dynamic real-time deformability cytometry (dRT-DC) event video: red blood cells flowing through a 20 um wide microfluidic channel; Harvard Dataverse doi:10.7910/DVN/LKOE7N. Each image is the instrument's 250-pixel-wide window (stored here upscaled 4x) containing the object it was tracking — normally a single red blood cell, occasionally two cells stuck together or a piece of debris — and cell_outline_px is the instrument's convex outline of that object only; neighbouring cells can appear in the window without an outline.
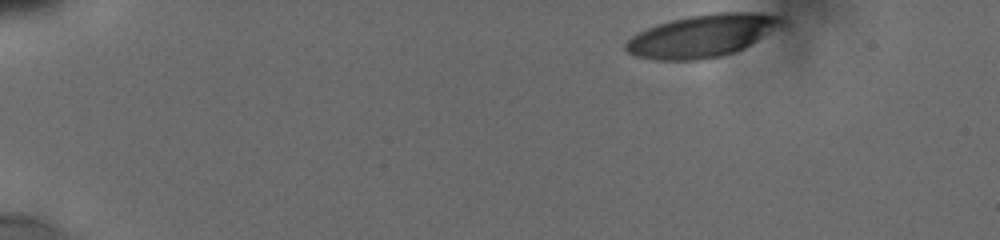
{"species": "human", "species_latin": "Homo sapiens", "temperature_condition": "cold", "stored_images_in_passage": 41, "camera_frame_rate_fps": 3000, "um_per_image_px": 0.085, "donor": {"sex": "male"}, "frame": {"image": 1, "passage_image": 1, "time_ms": 0.0, "image_size_px": [1000, 240], "cell_outline_px": [[792, 24], [788, 28], [736, 52], [720, 56], [700, 60], [652, 60], [636, 56], [628, 52], [624, 48], [624, 44], [632, 36], [648, 28], [672, 20], [692, 16], [716, 12], [756, 12], [780, 16], [788, 20]], "centroid_in_image_um": [59.9, 3.04], "position_along_channel_um": 25.1, "area_um2": 39.71}}
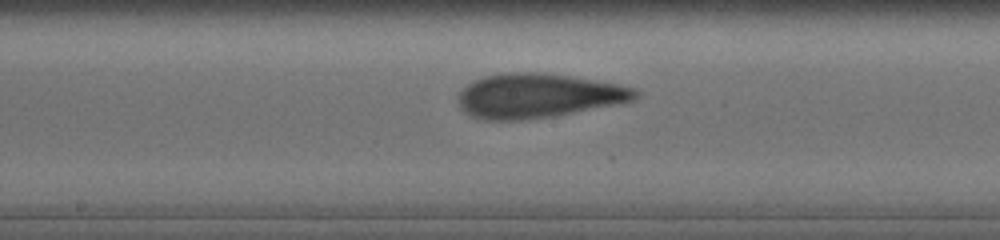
{"frame": {"image": 2, "passage_image": 24, "time_ms": 7.667, "image_size_px": [1000, 240], "cell_outline_px": [[640, 96], [632, 100], [556, 116], [520, 120], [484, 120], [472, 116], [460, 108], [460, 92], [468, 84], [484, 76], [508, 72], [544, 72], [596, 80], [636, 88], [640, 92]], "centroid_in_image_um": [45.75, 8.13], "position_along_channel_um": 202.5, "area_um2": 45.49}}
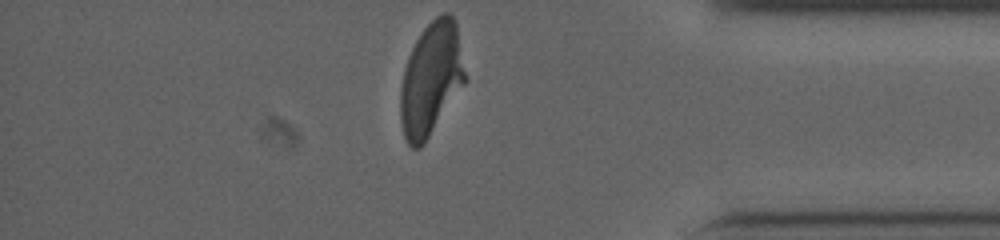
{"frame": {"image": 3, "passage_image": 41, "time_ms": 13.333, "image_size_px": [1000, 240], "cell_outline_px": [[464, 84], [424, 144], [420, 148], [412, 148], [408, 144], [404, 136], [400, 120], [400, 88], [404, 68], [408, 56], [416, 40], [424, 28], [436, 16], [444, 12], [448, 12], [452, 16], [456, 24], [464, 72]], "centroid_in_image_um": [36.6, 6.74], "position_along_channel_um": 398.6, "area_um2": 42.08}, "authors_computed_cell_mechanics": {"area_um2": 43.9858, "velocity_mm_per_s": 3.8115, "shape_relaxation_time_tau1_ms": 4.7373, "shape_relaxation_time_tau2_ms": 1.4249, "deformation_change_tau1": 0.2244, "deformation_change_tau2": 0.0906}}